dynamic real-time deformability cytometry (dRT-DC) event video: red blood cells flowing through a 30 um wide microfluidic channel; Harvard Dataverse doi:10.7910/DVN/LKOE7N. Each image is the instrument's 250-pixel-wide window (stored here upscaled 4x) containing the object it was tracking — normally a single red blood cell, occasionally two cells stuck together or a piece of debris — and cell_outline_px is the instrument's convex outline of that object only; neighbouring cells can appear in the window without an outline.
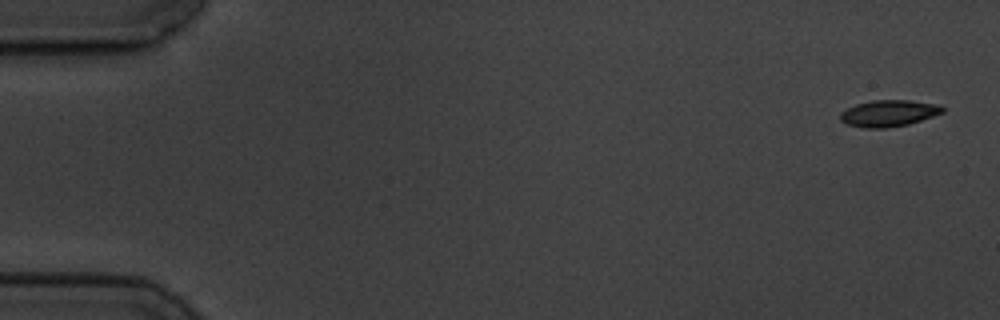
{"species": "common noctule bat (a hibernating species)", "species_latin": "Nyctalus noctula", "temperature_condition": "cold", "stored_images_in_passage": 5, "camera_frame_rate_fps": 3000, "um_per_image_px": 0.085, "animal": {"sex": "male", "body_mass_g": 19.5, "forearm_length_mm": 54.6}, "frame": {"image": 1, "passage_image": 1, "time_ms": 0.0, "image_size_px": [1000, 320], "cell_outline_px": [[944, 112], [908, 124], [884, 128], [864, 128], [848, 124], [840, 120], [840, 112], [856, 104], [872, 100], [908, 100], [936, 104], [944, 108]], "centroid_in_image_um": [75.51, 9.62], "position_along_channel_um": 9.5, "area_um2": 15.61}}
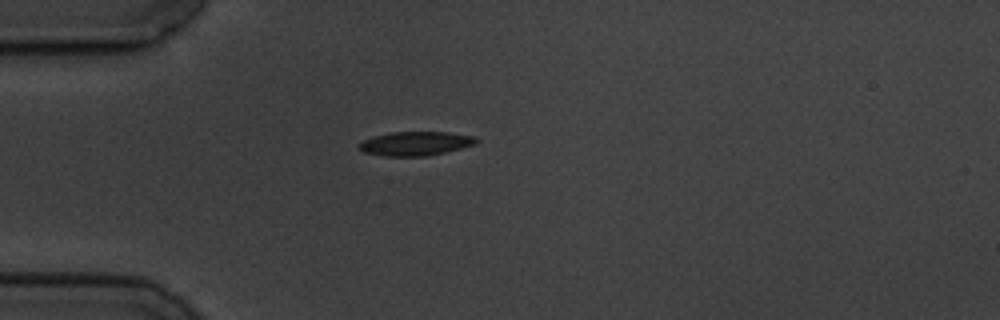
{"frame": {"image": 2, "passage_image": 5, "time_ms": 4.667, "image_size_px": [1000, 320], "cell_outline_px": [[480, 140], [476, 144], [444, 152], [424, 156], [384, 156], [364, 152], [360, 148], [360, 144], [364, 140], [376, 136], [392, 132], [448, 132], [476, 136]], "centroid_in_image_um": [35.39, 12.19], "position_along_channel_um": 49.6, "area_um2": 16.18}}